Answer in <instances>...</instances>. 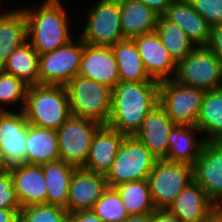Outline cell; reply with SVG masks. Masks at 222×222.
<instances>
[{"label":"cell","mask_w":222,"mask_h":222,"mask_svg":"<svg viewBox=\"0 0 222 222\" xmlns=\"http://www.w3.org/2000/svg\"><path fill=\"white\" fill-rule=\"evenodd\" d=\"M95 3L89 6L79 37L94 46H112L123 40L119 0H98Z\"/></svg>","instance_id":"8"},{"label":"cell","mask_w":222,"mask_h":222,"mask_svg":"<svg viewBox=\"0 0 222 222\" xmlns=\"http://www.w3.org/2000/svg\"><path fill=\"white\" fill-rule=\"evenodd\" d=\"M133 40L151 79L158 82L173 79L176 63L155 31L135 37Z\"/></svg>","instance_id":"17"},{"label":"cell","mask_w":222,"mask_h":222,"mask_svg":"<svg viewBox=\"0 0 222 222\" xmlns=\"http://www.w3.org/2000/svg\"><path fill=\"white\" fill-rule=\"evenodd\" d=\"M167 210L181 222H207L219 207L203 188L193 181L182 190Z\"/></svg>","instance_id":"16"},{"label":"cell","mask_w":222,"mask_h":222,"mask_svg":"<svg viewBox=\"0 0 222 222\" xmlns=\"http://www.w3.org/2000/svg\"><path fill=\"white\" fill-rule=\"evenodd\" d=\"M69 212L60 206L37 204L22 207L19 222H67Z\"/></svg>","instance_id":"34"},{"label":"cell","mask_w":222,"mask_h":222,"mask_svg":"<svg viewBox=\"0 0 222 222\" xmlns=\"http://www.w3.org/2000/svg\"><path fill=\"white\" fill-rule=\"evenodd\" d=\"M176 124L158 105L142 121L140 129L133 135L156 157L165 159L168 153L169 137Z\"/></svg>","instance_id":"19"},{"label":"cell","mask_w":222,"mask_h":222,"mask_svg":"<svg viewBox=\"0 0 222 222\" xmlns=\"http://www.w3.org/2000/svg\"><path fill=\"white\" fill-rule=\"evenodd\" d=\"M67 222H103L92 210L77 211L68 215Z\"/></svg>","instance_id":"38"},{"label":"cell","mask_w":222,"mask_h":222,"mask_svg":"<svg viewBox=\"0 0 222 222\" xmlns=\"http://www.w3.org/2000/svg\"><path fill=\"white\" fill-rule=\"evenodd\" d=\"M29 124L57 130L72 115L65 86H29L23 108Z\"/></svg>","instance_id":"3"},{"label":"cell","mask_w":222,"mask_h":222,"mask_svg":"<svg viewBox=\"0 0 222 222\" xmlns=\"http://www.w3.org/2000/svg\"><path fill=\"white\" fill-rule=\"evenodd\" d=\"M156 161V157L134 136H126L105 175L108 187L147 179Z\"/></svg>","instance_id":"6"},{"label":"cell","mask_w":222,"mask_h":222,"mask_svg":"<svg viewBox=\"0 0 222 222\" xmlns=\"http://www.w3.org/2000/svg\"><path fill=\"white\" fill-rule=\"evenodd\" d=\"M99 122L71 115L57 130L60 159L77 168L85 165Z\"/></svg>","instance_id":"10"},{"label":"cell","mask_w":222,"mask_h":222,"mask_svg":"<svg viewBox=\"0 0 222 222\" xmlns=\"http://www.w3.org/2000/svg\"><path fill=\"white\" fill-rule=\"evenodd\" d=\"M65 87L72 115L107 125L111 111V88L80 75L74 76Z\"/></svg>","instance_id":"4"},{"label":"cell","mask_w":222,"mask_h":222,"mask_svg":"<svg viewBox=\"0 0 222 222\" xmlns=\"http://www.w3.org/2000/svg\"><path fill=\"white\" fill-rule=\"evenodd\" d=\"M151 222H181L174 214L167 209H156L152 212Z\"/></svg>","instance_id":"40"},{"label":"cell","mask_w":222,"mask_h":222,"mask_svg":"<svg viewBox=\"0 0 222 222\" xmlns=\"http://www.w3.org/2000/svg\"><path fill=\"white\" fill-rule=\"evenodd\" d=\"M196 126L206 142L222 141V87L205 92Z\"/></svg>","instance_id":"27"},{"label":"cell","mask_w":222,"mask_h":222,"mask_svg":"<svg viewBox=\"0 0 222 222\" xmlns=\"http://www.w3.org/2000/svg\"><path fill=\"white\" fill-rule=\"evenodd\" d=\"M115 55L120 81L146 82L151 79L144 67L133 39H123L111 46Z\"/></svg>","instance_id":"28"},{"label":"cell","mask_w":222,"mask_h":222,"mask_svg":"<svg viewBox=\"0 0 222 222\" xmlns=\"http://www.w3.org/2000/svg\"><path fill=\"white\" fill-rule=\"evenodd\" d=\"M173 80L205 92L221 88L222 60L206 46H197L176 63Z\"/></svg>","instance_id":"5"},{"label":"cell","mask_w":222,"mask_h":222,"mask_svg":"<svg viewBox=\"0 0 222 222\" xmlns=\"http://www.w3.org/2000/svg\"><path fill=\"white\" fill-rule=\"evenodd\" d=\"M28 87V85L12 74L0 70V111H8L7 107H14L16 104L17 111H23Z\"/></svg>","instance_id":"32"},{"label":"cell","mask_w":222,"mask_h":222,"mask_svg":"<svg viewBox=\"0 0 222 222\" xmlns=\"http://www.w3.org/2000/svg\"><path fill=\"white\" fill-rule=\"evenodd\" d=\"M0 208L14 209L18 213L21 205L16 197L13 178L8 169L0 172Z\"/></svg>","instance_id":"35"},{"label":"cell","mask_w":222,"mask_h":222,"mask_svg":"<svg viewBox=\"0 0 222 222\" xmlns=\"http://www.w3.org/2000/svg\"><path fill=\"white\" fill-rule=\"evenodd\" d=\"M126 135L103 125L95 134L85 165L93 173L106 175L118 154V148Z\"/></svg>","instance_id":"20"},{"label":"cell","mask_w":222,"mask_h":222,"mask_svg":"<svg viewBox=\"0 0 222 222\" xmlns=\"http://www.w3.org/2000/svg\"><path fill=\"white\" fill-rule=\"evenodd\" d=\"M10 171L16 197L22 207L47 204V186L42 165L26 163L7 167Z\"/></svg>","instance_id":"18"},{"label":"cell","mask_w":222,"mask_h":222,"mask_svg":"<svg viewBox=\"0 0 222 222\" xmlns=\"http://www.w3.org/2000/svg\"><path fill=\"white\" fill-rule=\"evenodd\" d=\"M3 71L28 86L39 85V54L27 41L10 54Z\"/></svg>","instance_id":"29"},{"label":"cell","mask_w":222,"mask_h":222,"mask_svg":"<svg viewBox=\"0 0 222 222\" xmlns=\"http://www.w3.org/2000/svg\"><path fill=\"white\" fill-rule=\"evenodd\" d=\"M211 26L222 24V0H188Z\"/></svg>","instance_id":"36"},{"label":"cell","mask_w":222,"mask_h":222,"mask_svg":"<svg viewBox=\"0 0 222 222\" xmlns=\"http://www.w3.org/2000/svg\"><path fill=\"white\" fill-rule=\"evenodd\" d=\"M152 212L129 215L123 222H151Z\"/></svg>","instance_id":"42"},{"label":"cell","mask_w":222,"mask_h":222,"mask_svg":"<svg viewBox=\"0 0 222 222\" xmlns=\"http://www.w3.org/2000/svg\"><path fill=\"white\" fill-rule=\"evenodd\" d=\"M155 32L175 63L187 56L196 45L177 24L159 16Z\"/></svg>","instance_id":"30"},{"label":"cell","mask_w":222,"mask_h":222,"mask_svg":"<svg viewBox=\"0 0 222 222\" xmlns=\"http://www.w3.org/2000/svg\"><path fill=\"white\" fill-rule=\"evenodd\" d=\"M114 188L120 194L129 215L149 213L156 210L147 179L122 183Z\"/></svg>","instance_id":"31"},{"label":"cell","mask_w":222,"mask_h":222,"mask_svg":"<svg viewBox=\"0 0 222 222\" xmlns=\"http://www.w3.org/2000/svg\"><path fill=\"white\" fill-rule=\"evenodd\" d=\"M61 3V0H43L40 7H21L26 14L27 41L39 55L51 52L73 39L67 9Z\"/></svg>","instance_id":"2"},{"label":"cell","mask_w":222,"mask_h":222,"mask_svg":"<svg viewBox=\"0 0 222 222\" xmlns=\"http://www.w3.org/2000/svg\"><path fill=\"white\" fill-rule=\"evenodd\" d=\"M206 47L222 60V24L211 26L210 42Z\"/></svg>","instance_id":"37"},{"label":"cell","mask_w":222,"mask_h":222,"mask_svg":"<svg viewBox=\"0 0 222 222\" xmlns=\"http://www.w3.org/2000/svg\"><path fill=\"white\" fill-rule=\"evenodd\" d=\"M92 211L103 222H123L129 216L120 194L112 187H107L94 204Z\"/></svg>","instance_id":"33"},{"label":"cell","mask_w":222,"mask_h":222,"mask_svg":"<svg viewBox=\"0 0 222 222\" xmlns=\"http://www.w3.org/2000/svg\"><path fill=\"white\" fill-rule=\"evenodd\" d=\"M27 42V20L20 8L0 11V70H3L10 54Z\"/></svg>","instance_id":"23"},{"label":"cell","mask_w":222,"mask_h":222,"mask_svg":"<svg viewBox=\"0 0 222 222\" xmlns=\"http://www.w3.org/2000/svg\"><path fill=\"white\" fill-rule=\"evenodd\" d=\"M0 222H19V213L14 209L0 208Z\"/></svg>","instance_id":"41"},{"label":"cell","mask_w":222,"mask_h":222,"mask_svg":"<svg viewBox=\"0 0 222 222\" xmlns=\"http://www.w3.org/2000/svg\"><path fill=\"white\" fill-rule=\"evenodd\" d=\"M163 16L184 30L196 47L209 44L211 25L193 9L188 0H173Z\"/></svg>","instance_id":"21"},{"label":"cell","mask_w":222,"mask_h":222,"mask_svg":"<svg viewBox=\"0 0 222 222\" xmlns=\"http://www.w3.org/2000/svg\"><path fill=\"white\" fill-rule=\"evenodd\" d=\"M105 175L76 168L70 182L66 210L70 213L92 210L107 189Z\"/></svg>","instance_id":"15"},{"label":"cell","mask_w":222,"mask_h":222,"mask_svg":"<svg viewBox=\"0 0 222 222\" xmlns=\"http://www.w3.org/2000/svg\"><path fill=\"white\" fill-rule=\"evenodd\" d=\"M194 181L220 208L222 206V141L206 142L193 164Z\"/></svg>","instance_id":"13"},{"label":"cell","mask_w":222,"mask_h":222,"mask_svg":"<svg viewBox=\"0 0 222 222\" xmlns=\"http://www.w3.org/2000/svg\"><path fill=\"white\" fill-rule=\"evenodd\" d=\"M26 164L42 165L60 159L56 130L28 123Z\"/></svg>","instance_id":"25"},{"label":"cell","mask_w":222,"mask_h":222,"mask_svg":"<svg viewBox=\"0 0 222 222\" xmlns=\"http://www.w3.org/2000/svg\"><path fill=\"white\" fill-rule=\"evenodd\" d=\"M156 209H167L175 198L194 181L193 165L157 159L147 178Z\"/></svg>","instance_id":"7"},{"label":"cell","mask_w":222,"mask_h":222,"mask_svg":"<svg viewBox=\"0 0 222 222\" xmlns=\"http://www.w3.org/2000/svg\"><path fill=\"white\" fill-rule=\"evenodd\" d=\"M27 131L23 111H0V156L6 167L26 163Z\"/></svg>","instance_id":"12"},{"label":"cell","mask_w":222,"mask_h":222,"mask_svg":"<svg viewBox=\"0 0 222 222\" xmlns=\"http://www.w3.org/2000/svg\"><path fill=\"white\" fill-rule=\"evenodd\" d=\"M76 168L61 159L42 164L47 186V204L66 208L69 186Z\"/></svg>","instance_id":"26"},{"label":"cell","mask_w":222,"mask_h":222,"mask_svg":"<svg viewBox=\"0 0 222 222\" xmlns=\"http://www.w3.org/2000/svg\"><path fill=\"white\" fill-rule=\"evenodd\" d=\"M207 222H222V211L219 209Z\"/></svg>","instance_id":"43"},{"label":"cell","mask_w":222,"mask_h":222,"mask_svg":"<svg viewBox=\"0 0 222 222\" xmlns=\"http://www.w3.org/2000/svg\"><path fill=\"white\" fill-rule=\"evenodd\" d=\"M78 75L113 89L119 80V70L111 46L84 43Z\"/></svg>","instance_id":"14"},{"label":"cell","mask_w":222,"mask_h":222,"mask_svg":"<svg viewBox=\"0 0 222 222\" xmlns=\"http://www.w3.org/2000/svg\"><path fill=\"white\" fill-rule=\"evenodd\" d=\"M197 126L176 124L171 131L165 160L193 165L199 158L206 140ZM200 137V138H199Z\"/></svg>","instance_id":"22"},{"label":"cell","mask_w":222,"mask_h":222,"mask_svg":"<svg viewBox=\"0 0 222 222\" xmlns=\"http://www.w3.org/2000/svg\"><path fill=\"white\" fill-rule=\"evenodd\" d=\"M5 169H7V167L2 162V159H1V156H0V172L4 171Z\"/></svg>","instance_id":"44"},{"label":"cell","mask_w":222,"mask_h":222,"mask_svg":"<svg viewBox=\"0 0 222 222\" xmlns=\"http://www.w3.org/2000/svg\"><path fill=\"white\" fill-rule=\"evenodd\" d=\"M134 1L145 4L155 13H157L159 16H163L166 13L167 8L173 2V0H134Z\"/></svg>","instance_id":"39"},{"label":"cell","mask_w":222,"mask_h":222,"mask_svg":"<svg viewBox=\"0 0 222 222\" xmlns=\"http://www.w3.org/2000/svg\"><path fill=\"white\" fill-rule=\"evenodd\" d=\"M84 42L78 37L39 55V85L66 86L80 69Z\"/></svg>","instance_id":"11"},{"label":"cell","mask_w":222,"mask_h":222,"mask_svg":"<svg viewBox=\"0 0 222 222\" xmlns=\"http://www.w3.org/2000/svg\"><path fill=\"white\" fill-rule=\"evenodd\" d=\"M158 105V81H119L112 89L107 126L126 136H133L147 114Z\"/></svg>","instance_id":"1"},{"label":"cell","mask_w":222,"mask_h":222,"mask_svg":"<svg viewBox=\"0 0 222 222\" xmlns=\"http://www.w3.org/2000/svg\"><path fill=\"white\" fill-rule=\"evenodd\" d=\"M205 91L173 79L159 82V105L178 125L196 126Z\"/></svg>","instance_id":"9"},{"label":"cell","mask_w":222,"mask_h":222,"mask_svg":"<svg viewBox=\"0 0 222 222\" xmlns=\"http://www.w3.org/2000/svg\"><path fill=\"white\" fill-rule=\"evenodd\" d=\"M124 39H133L155 31L159 15L143 3L119 0Z\"/></svg>","instance_id":"24"}]
</instances>
